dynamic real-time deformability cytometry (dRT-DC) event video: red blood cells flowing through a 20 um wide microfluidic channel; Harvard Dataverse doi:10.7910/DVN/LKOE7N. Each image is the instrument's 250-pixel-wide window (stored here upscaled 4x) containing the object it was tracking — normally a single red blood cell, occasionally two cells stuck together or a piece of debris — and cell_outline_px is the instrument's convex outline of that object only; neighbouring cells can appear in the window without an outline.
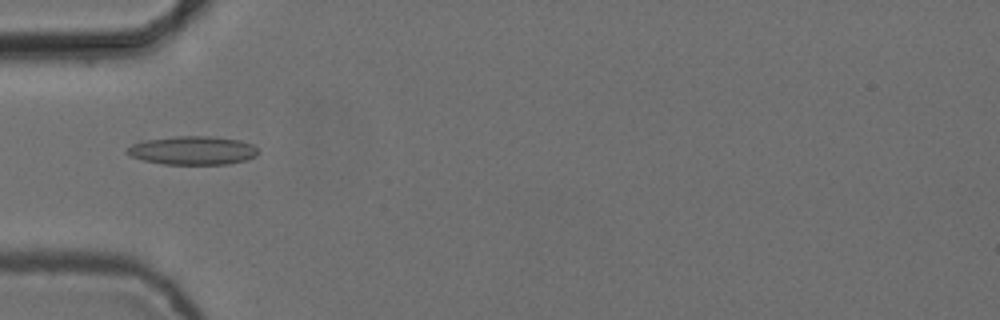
{"species": "common noctule bat (a hibernating species)", "species_latin": "Nyctalus noctula", "temperature_condition": "cold", "stored_images_in_passage": 8, "camera_frame_rate_fps": 3000, "um_per_image_px": 0.085, "animal": {"sex": "female", "body_mass_g": 24.6, "forearm_length_mm": 56.2}, "frame": {"image": 1, "passage_image": 5, "time_ms": 1.333, "image_size_px": [1000, 320], "cell_outline_px": [[260, 152], [256, 156], [244, 160], [228, 164], [164, 164], [144, 160], [132, 156], [124, 152], [124, 148], [140, 140], [176, 136], [212, 136], [240, 140], [252, 144]], "centroid_in_image_um": [16.34, 12.77], "position_along_channel_um": 68.7, "area_um2": 22.02}}
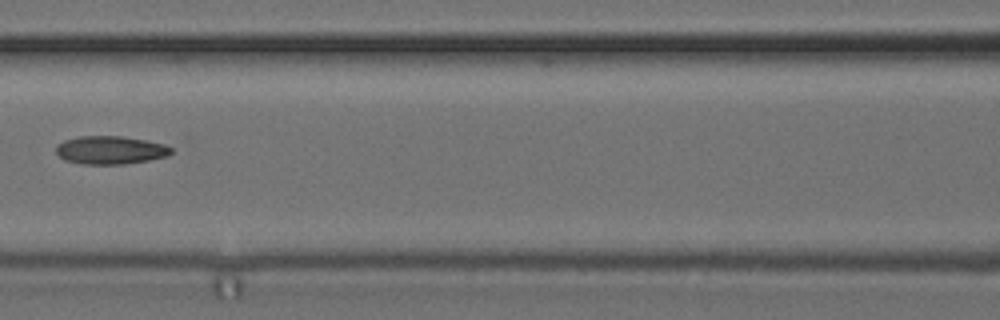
{"frame": {"image": 2, "passage_image": 7, "time_ms": 2.0, "image_size_px": [1000, 320], "cell_outline_px": [[172, 152], [168, 156], [148, 160], [124, 164], [80, 164], [64, 160], [56, 152], [56, 144], [64, 140], [80, 136], [120, 136], [144, 140], [164, 144], [172, 148]], "centroid_in_image_um": [9.36, 12.76], "position_along_channel_um": 157.2, "area_um2": 18.9}}
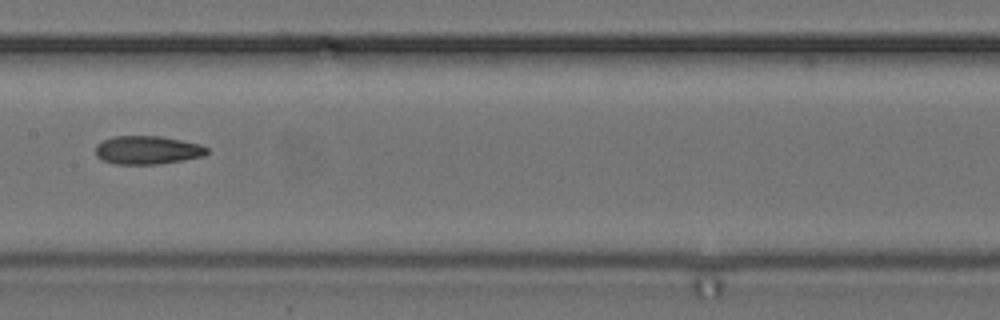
{"frame": {"image": 3, "passage_image": 8, "time_ms": 2.333, "image_size_px": [1000, 320], "cell_outline_px": [[208, 152], [204, 156], [184, 160], [160, 164], [116, 164], [104, 160], [96, 156], [96, 144], [112, 136], [160, 136], [200, 144], [208, 148]], "centroid_in_image_um": [12.54, 12.76], "position_along_channel_um": 194.9, "area_um2": 18.44}}